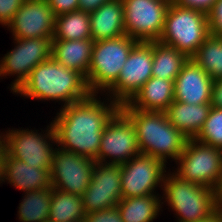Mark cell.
Here are the masks:
<instances>
[{"instance_id":"f546056e","label":"cell","mask_w":222,"mask_h":222,"mask_svg":"<svg viewBox=\"0 0 222 222\" xmlns=\"http://www.w3.org/2000/svg\"><path fill=\"white\" fill-rule=\"evenodd\" d=\"M84 222H123L118 207L86 213Z\"/></svg>"},{"instance_id":"ffe728a7","label":"cell","mask_w":222,"mask_h":222,"mask_svg":"<svg viewBox=\"0 0 222 222\" xmlns=\"http://www.w3.org/2000/svg\"><path fill=\"white\" fill-rule=\"evenodd\" d=\"M174 81L152 76L125 104L129 108L165 112L174 102Z\"/></svg>"},{"instance_id":"d590c367","label":"cell","mask_w":222,"mask_h":222,"mask_svg":"<svg viewBox=\"0 0 222 222\" xmlns=\"http://www.w3.org/2000/svg\"><path fill=\"white\" fill-rule=\"evenodd\" d=\"M108 1L110 0H79V10L92 13Z\"/></svg>"},{"instance_id":"9c48e42d","label":"cell","mask_w":222,"mask_h":222,"mask_svg":"<svg viewBox=\"0 0 222 222\" xmlns=\"http://www.w3.org/2000/svg\"><path fill=\"white\" fill-rule=\"evenodd\" d=\"M13 40L14 49L4 54L0 60V77L16 75L10 85L11 91L15 92L38 64L52 58L53 38H13Z\"/></svg>"},{"instance_id":"4316f807","label":"cell","mask_w":222,"mask_h":222,"mask_svg":"<svg viewBox=\"0 0 222 222\" xmlns=\"http://www.w3.org/2000/svg\"><path fill=\"white\" fill-rule=\"evenodd\" d=\"M52 188L24 193L18 206V219L21 222H49Z\"/></svg>"},{"instance_id":"5b68a950","label":"cell","mask_w":222,"mask_h":222,"mask_svg":"<svg viewBox=\"0 0 222 222\" xmlns=\"http://www.w3.org/2000/svg\"><path fill=\"white\" fill-rule=\"evenodd\" d=\"M210 36L207 14L170 3L159 41L192 58Z\"/></svg>"},{"instance_id":"4dcf8cb0","label":"cell","mask_w":222,"mask_h":222,"mask_svg":"<svg viewBox=\"0 0 222 222\" xmlns=\"http://www.w3.org/2000/svg\"><path fill=\"white\" fill-rule=\"evenodd\" d=\"M210 35L222 37V0H217L207 14Z\"/></svg>"},{"instance_id":"8d00e7d4","label":"cell","mask_w":222,"mask_h":222,"mask_svg":"<svg viewBox=\"0 0 222 222\" xmlns=\"http://www.w3.org/2000/svg\"><path fill=\"white\" fill-rule=\"evenodd\" d=\"M216 210L222 213V178L218 188L216 189Z\"/></svg>"},{"instance_id":"d6986e66","label":"cell","mask_w":222,"mask_h":222,"mask_svg":"<svg viewBox=\"0 0 222 222\" xmlns=\"http://www.w3.org/2000/svg\"><path fill=\"white\" fill-rule=\"evenodd\" d=\"M122 0H110L90 13L91 39L96 42L126 34Z\"/></svg>"},{"instance_id":"603a6c76","label":"cell","mask_w":222,"mask_h":222,"mask_svg":"<svg viewBox=\"0 0 222 222\" xmlns=\"http://www.w3.org/2000/svg\"><path fill=\"white\" fill-rule=\"evenodd\" d=\"M160 195H146L121 199L117 204L123 222H153L162 205Z\"/></svg>"},{"instance_id":"cb8c5ba5","label":"cell","mask_w":222,"mask_h":222,"mask_svg":"<svg viewBox=\"0 0 222 222\" xmlns=\"http://www.w3.org/2000/svg\"><path fill=\"white\" fill-rule=\"evenodd\" d=\"M189 58L175 47L153 41L152 76L165 80H175Z\"/></svg>"},{"instance_id":"d6a6232c","label":"cell","mask_w":222,"mask_h":222,"mask_svg":"<svg viewBox=\"0 0 222 222\" xmlns=\"http://www.w3.org/2000/svg\"><path fill=\"white\" fill-rule=\"evenodd\" d=\"M55 17L79 10V0H46Z\"/></svg>"},{"instance_id":"e0dca14e","label":"cell","mask_w":222,"mask_h":222,"mask_svg":"<svg viewBox=\"0 0 222 222\" xmlns=\"http://www.w3.org/2000/svg\"><path fill=\"white\" fill-rule=\"evenodd\" d=\"M214 80L192 59L184 64L174 81V101L186 104L211 102Z\"/></svg>"},{"instance_id":"52a82bcc","label":"cell","mask_w":222,"mask_h":222,"mask_svg":"<svg viewBox=\"0 0 222 222\" xmlns=\"http://www.w3.org/2000/svg\"><path fill=\"white\" fill-rule=\"evenodd\" d=\"M44 132L46 133L44 134ZM44 132L38 133L37 130H29L28 128L8 129L7 132L5 131L6 134L1 132L0 141L3 151L8 157L21 160L32 167L50 170L56 150V147H53L57 145L52 122Z\"/></svg>"},{"instance_id":"30bf717a","label":"cell","mask_w":222,"mask_h":222,"mask_svg":"<svg viewBox=\"0 0 222 222\" xmlns=\"http://www.w3.org/2000/svg\"><path fill=\"white\" fill-rule=\"evenodd\" d=\"M172 0H122L126 35L137 42L159 41Z\"/></svg>"},{"instance_id":"277c9868","label":"cell","mask_w":222,"mask_h":222,"mask_svg":"<svg viewBox=\"0 0 222 222\" xmlns=\"http://www.w3.org/2000/svg\"><path fill=\"white\" fill-rule=\"evenodd\" d=\"M162 190V204L175 212L177 222H198L216 211L215 189L184 180L175 172L165 174Z\"/></svg>"},{"instance_id":"7402d4cb","label":"cell","mask_w":222,"mask_h":222,"mask_svg":"<svg viewBox=\"0 0 222 222\" xmlns=\"http://www.w3.org/2000/svg\"><path fill=\"white\" fill-rule=\"evenodd\" d=\"M211 103L186 104L174 101L165 111L168 121L187 138H195L206 121Z\"/></svg>"},{"instance_id":"7a4b0ae2","label":"cell","mask_w":222,"mask_h":222,"mask_svg":"<svg viewBox=\"0 0 222 222\" xmlns=\"http://www.w3.org/2000/svg\"><path fill=\"white\" fill-rule=\"evenodd\" d=\"M14 93L28 99L61 101L63 106L81 101L91 94L81 73L66 68L53 58L38 64Z\"/></svg>"},{"instance_id":"74e56055","label":"cell","mask_w":222,"mask_h":222,"mask_svg":"<svg viewBox=\"0 0 222 222\" xmlns=\"http://www.w3.org/2000/svg\"><path fill=\"white\" fill-rule=\"evenodd\" d=\"M198 222H222V213L216 210L209 217L199 220Z\"/></svg>"},{"instance_id":"83f0119b","label":"cell","mask_w":222,"mask_h":222,"mask_svg":"<svg viewBox=\"0 0 222 222\" xmlns=\"http://www.w3.org/2000/svg\"><path fill=\"white\" fill-rule=\"evenodd\" d=\"M192 59L215 81L222 78V37L210 35Z\"/></svg>"},{"instance_id":"5bb4252c","label":"cell","mask_w":222,"mask_h":222,"mask_svg":"<svg viewBox=\"0 0 222 222\" xmlns=\"http://www.w3.org/2000/svg\"><path fill=\"white\" fill-rule=\"evenodd\" d=\"M95 160L56 148L50 169L52 188L82 196L90 184Z\"/></svg>"},{"instance_id":"836d02e7","label":"cell","mask_w":222,"mask_h":222,"mask_svg":"<svg viewBox=\"0 0 222 222\" xmlns=\"http://www.w3.org/2000/svg\"><path fill=\"white\" fill-rule=\"evenodd\" d=\"M216 1L217 0H172L171 2L177 6L191 8L208 14Z\"/></svg>"},{"instance_id":"44dd1931","label":"cell","mask_w":222,"mask_h":222,"mask_svg":"<svg viewBox=\"0 0 222 222\" xmlns=\"http://www.w3.org/2000/svg\"><path fill=\"white\" fill-rule=\"evenodd\" d=\"M94 43L92 39L53 40L52 58L66 68L78 71L87 80Z\"/></svg>"},{"instance_id":"2e32d148","label":"cell","mask_w":222,"mask_h":222,"mask_svg":"<svg viewBox=\"0 0 222 222\" xmlns=\"http://www.w3.org/2000/svg\"><path fill=\"white\" fill-rule=\"evenodd\" d=\"M7 28L17 39L53 38L55 15L46 0H24Z\"/></svg>"},{"instance_id":"4fadbf2b","label":"cell","mask_w":222,"mask_h":222,"mask_svg":"<svg viewBox=\"0 0 222 222\" xmlns=\"http://www.w3.org/2000/svg\"><path fill=\"white\" fill-rule=\"evenodd\" d=\"M139 153L135 128L119 109L105 125L95 162L122 164Z\"/></svg>"},{"instance_id":"8fae6325","label":"cell","mask_w":222,"mask_h":222,"mask_svg":"<svg viewBox=\"0 0 222 222\" xmlns=\"http://www.w3.org/2000/svg\"><path fill=\"white\" fill-rule=\"evenodd\" d=\"M152 67L153 42H138L131 49L119 77L105 92V96L119 105L127 103L152 77Z\"/></svg>"},{"instance_id":"d4e9b609","label":"cell","mask_w":222,"mask_h":222,"mask_svg":"<svg viewBox=\"0 0 222 222\" xmlns=\"http://www.w3.org/2000/svg\"><path fill=\"white\" fill-rule=\"evenodd\" d=\"M82 197L52 188L49 222H84Z\"/></svg>"},{"instance_id":"6da1fadb","label":"cell","mask_w":222,"mask_h":222,"mask_svg":"<svg viewBox=\"0 0 222 222\" xmlns=\"http://www.w3.org/2000/svg\"><path fill=\"white\" fill-rule=\"evenodd\" d=\"M97 96L90 94L81 101L61 106L52 120L58 148L93 160L97 158L105 125L120 109L110 98L102 102Z\"/></svg>"},{"instance_id":"1f68e13d","label":"cell","mask_w":222,"mask_h":222,"mask_svg":"<svg viewBox=\"0 0 222 222\" xmlns=\"http://www.w3.org/2000/svg\"><path fill=\"white\" fill-rule=\"evenodd\" d=\"M24 0H0V24L7 26Z\"/></svg>"},{"instance_id":"9a60e30c","label":"cell","mask_w":222,"mask_h":222,"mask_svg":"<svg viewBox=\"0 0 222 222\" xmlns=\"http://www.w3.org/2000/svg\"><path fill=\"white\" fill-rule=\"evenodd\" d=\"M81 197L86 213L117 207L122 199L120 164L95 162L90 184Z\"/></svg>"},{"instance_id":"f35d334b","label":"cell","mask_w":222,"mask_h":222,"mask_svg":"<svg viewBox=\"0 0 222 222\" xmlns=\"http://www.w3.org/2000/svg\"><path fill=\"white\" fill-rule=\"evenodd\" d=\"M3 160H4V151L0 141V184L3 182Z\"/></svg>"},{"instance_id":"e575fe53","label":"cell","mask_w":222,"mask_h":222,"mask_svg":"<svg viewBox=\"0 0 222 222\" xmlns=\"http://www.w3.org/2000/svg\"><path fill=\"white\" fill-rule=\"evenodd\" d=\"M211 105L215 108H222V78L213 82Z\"/></svg>"},{"instance_id":"3957f363","label":"cell","mask_w":222,"mask_h":222,"mask_svg":"<svg viewBox=\"0 0 222 222\" xmlns=\"http://www.w3.org/2000/svg\"><path fill=\"white\" fill-rule=\"evenodd\" d=\"M120 110L131 120L140 152L162 160L175 162L189 138L178 131L167 119L165 112L129 108L125 103Z\"/></svg>"},{"instance_id":"f1b7e54d","label":"cell","mask_w":222,"mask_h":222,"mask_svg":"<svg viewBox=\"0 0 222 222\" xmlns=\"http://www.w3.org/2000/svg\"><path fill=\"white\" fill-rule=\"evenodd\" d=\"M194 139L222 149V108L211 107L201 131Z\"/></svg>"},{"instance_id":"8992f818","label":"cell","mask_w":222,"mask_h":222,"mask_svg":"<svg viewBox=\"0 0 222 222\" xmlns=\"http://www.w3.org/2000/svg\"><path fill=\"white\" fill-rule=\"evenodd\" d=\"M138 42L128 35L96 41L93 46L87 86L91 94L104 93L116 82L131 49ZM103 91V92H102Z\"/></svg>"},{"instance_id":"ba28073f","label":"cell","mask_w":222,"mask_h":222,"mask_svg":"<svg viewBox=\"0 0 222 222\" xmlns=\"http://www.w3.org/2000/svg\"><path fill=\"white\" fill-rule=\"evenodd\" d=\"M174 171L182 179L217 189L222 178V149L188 139Z\"/></svg>"},{"instance_id":"484cf974","label":"cell","mask_w":222,"mask_h":222,"mask_svg":"<svg viewBox=\"0 0 222 222\" xmlns=\"http://www.w3.org/2000/svg\"><path fill=\"white\" fill-rule=\"evenodd\" d=\"M90 13L72 11L55 17L53 40L91 39Z\"/></svg>"},{"instance_id":"ac0fdd59","label":"cell","mask_w":222,"mask_h":222,"mask_svg":"<svg viewBox=\"0 0 222 222\" xmlns=\"http://www.w3.org/2000/svg\"><path fill=\"white\" fill-rule=\"evenodd\" d=\"M5 181L24 193L52 188L48 168L32 167L21 160L8 157L4 153L3 182Z\"/></svg>"},{"instance_id":"7c38bea8","label":"cell","mask_w":222,"mask_h":222,"mask_svg":"<svg viewBox=\"0 0 222 222\" xmlns=\"http://www.w3.org/2000/svg\"><path fill=\"white\" fill-rule=\"evenodd\" d=\"M166 165L162 160L143 153L120 164L122 199L158 195L155 189H162L168 169Z\"/></svg>"}]
</instances>
